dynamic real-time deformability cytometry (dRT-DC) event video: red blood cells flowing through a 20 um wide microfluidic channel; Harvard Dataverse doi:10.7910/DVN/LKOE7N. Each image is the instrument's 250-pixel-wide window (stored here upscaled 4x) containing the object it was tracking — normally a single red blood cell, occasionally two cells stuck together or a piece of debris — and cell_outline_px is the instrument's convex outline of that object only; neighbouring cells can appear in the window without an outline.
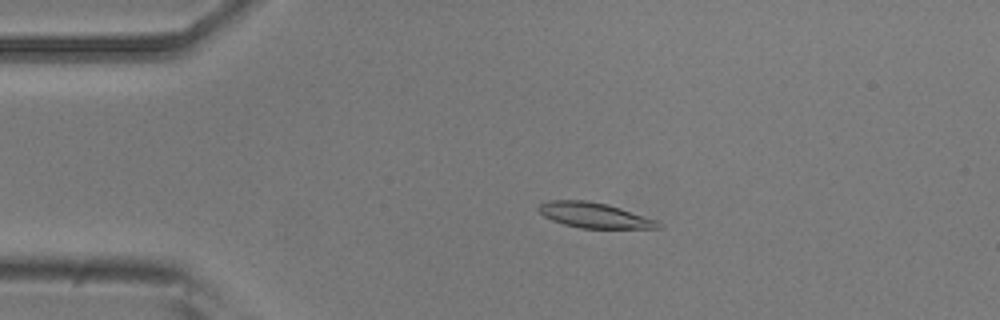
{"species": "common noctule bat (a hibernating species)", "species_latin": "Nyctalus noctula", "temperature_condition": "room temperature", "stored_images_in_passage": 4, "camera_frame_rate_fps": 3000, "um_per_image_px": 0.085, "animal": {"sex": "male", "body_mass_g": 20.5, "forearm_length_mm": 52.5}, "frame": {"image": 1, "passage_image": 3, "time_ms": 0.667, "image_size_px": [1000, 320], "cell_outline_px": [[664, 228], [580, 228], [564, 224], [552, 220], [544, 216], [536, 208], [540, 204], [548, 200], [588, 200], [608, 204], [656, 220], [664, 224]], "centroid_in_image_um": [50.52, 18.29], "position_along_channel_um": 34.5, "area_um2": 17.63}}